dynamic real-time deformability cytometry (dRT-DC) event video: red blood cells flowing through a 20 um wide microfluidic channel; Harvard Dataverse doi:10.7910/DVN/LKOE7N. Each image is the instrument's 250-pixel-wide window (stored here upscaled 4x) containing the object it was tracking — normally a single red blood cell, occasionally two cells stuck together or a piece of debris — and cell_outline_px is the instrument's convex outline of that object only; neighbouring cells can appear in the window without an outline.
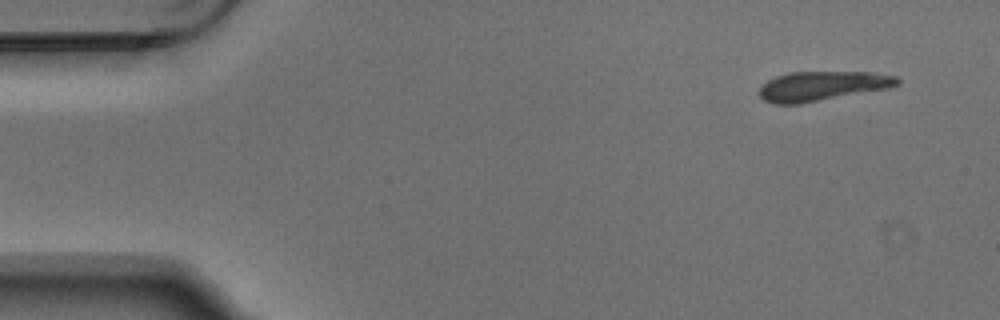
{"species": "Egyptian fruit bat (a non-hibernating species)", "species_latin": "Rousettus aegyptiacus", "temperature_condition": "warm", "stored_images_in_passage": 5, "segment_of_instrument_passage": [2, 2], "camera_frame_rate_fps": 3000, "um_per_image_px": 0.085, "animal": {"sex": "male"}, "frame": {"image": 1, "passage_image": 5, "time_ms": 1.333, "image_size_px": [1000, 320], "cell_outline_px": [[900, 84], [892, 88], [800, 104], [776, 104], [764, 100], [760, 96], [760, 88], [768, 80], [776, 76], [788, 72], [872, 72], [896, 76], [900, 80]], "centroid_in_image_um": [69.95, 7.31], "position_along_channel_um": 15.1, "area_um2": 23.93}}